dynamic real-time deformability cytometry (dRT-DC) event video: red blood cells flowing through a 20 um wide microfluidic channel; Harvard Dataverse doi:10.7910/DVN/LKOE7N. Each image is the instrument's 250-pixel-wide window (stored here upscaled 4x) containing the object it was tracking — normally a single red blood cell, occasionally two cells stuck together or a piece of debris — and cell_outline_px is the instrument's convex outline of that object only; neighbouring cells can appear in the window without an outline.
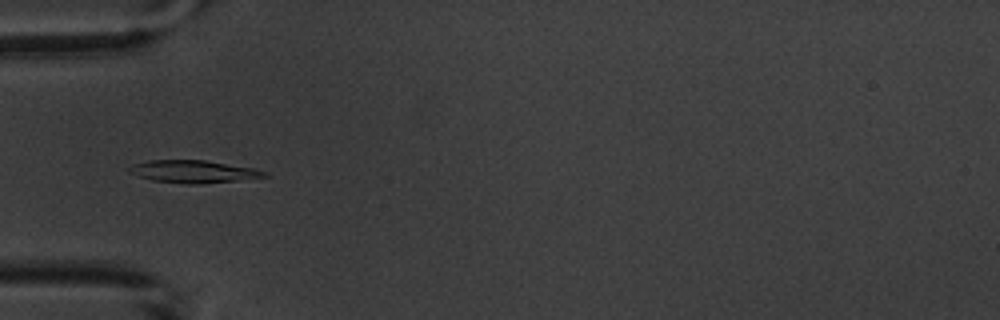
{"species": "common noctule bat (a hibernating species)", "species_latin": "Nyctalus noctula", "temperature_condition": "warm", "stored_images_in_passage": 7, "camera_frame_rate_fps": 3000, "um_per_image_px": 0.085, "animal": {"sex": "male", "body_mass_g": 20.1, "forearm_length_mm": 53.5}, "frame": {"image": 1, "passage_image": 5, "time_ms": 5.667, "image_size_px": [1000, 320], "cell_outline_px": [[268, 176], [236, 180], [200, 184], [188, 184], [152, 180], [128, 172], [128, 168], [132, 164], [148, 160], [204, 160], [252, 168], [268, 172]], "centroid_in_image_um": [16.4, 14.58], "position_along_channel_um": 68.6, "area_um2": 17.51}}
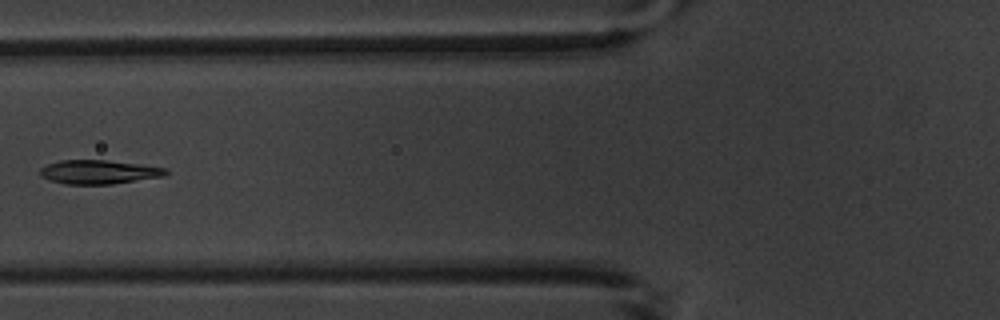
{"frame": {"image": 2, "passage_image": 6, "time_ms": 7.0, "image_size_px": [1000, 320], "cell_outline_px": [[168, 172], [164, 176], [112, 184], [64, 184], [40, 176], [40, 168], [48, 164], [60, 160], [108, 160], [168, 168]], "centroid_in_image_um": [8.4, 14.61], "position_along_channel_um": 117.4, "area_um2": 17.46}}
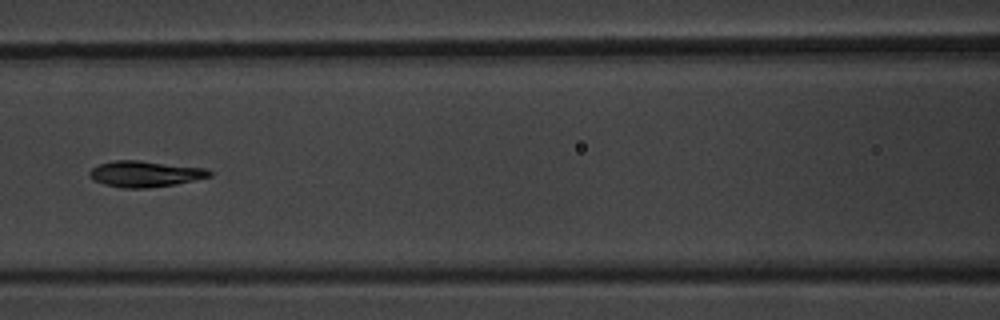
{"frame": {"image": 3, "passage_image": 7, "time_ms": 8.0, "image_size_px": [1000, 320], "cell_outline_px": [[212, 176], [176, 184], [148, 188], [124, 188], [104, 184], [92, 180], [88, 176], [88, 172], [92, 168], [100, 164], [112, 160], [140, 160], [208, 168], [212, 172]], "centroid_in_image_um": [12.33, 14.77], "position_along_channel_um": 154.3, "area_um2": 18.44}}